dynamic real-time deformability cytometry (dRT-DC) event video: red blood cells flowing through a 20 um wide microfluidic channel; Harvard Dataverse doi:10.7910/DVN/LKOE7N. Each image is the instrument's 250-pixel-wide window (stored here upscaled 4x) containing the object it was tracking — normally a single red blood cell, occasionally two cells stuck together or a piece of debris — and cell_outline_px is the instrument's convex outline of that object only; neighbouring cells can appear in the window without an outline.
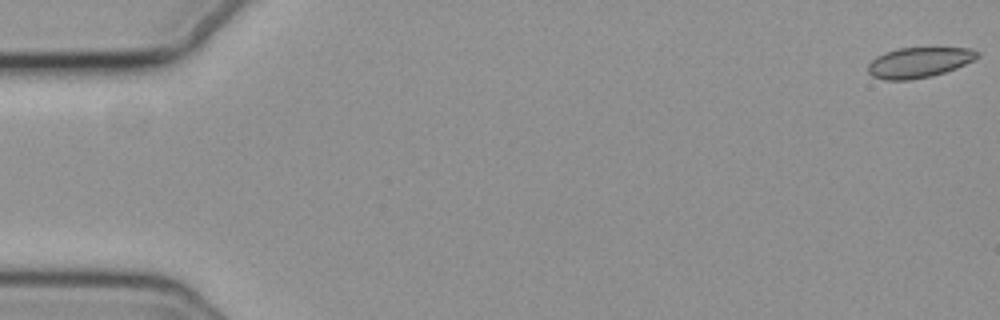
{"species": "common noctule bat (a hibernating species)", "species_latin": "Nyctalus noctula", "temperature_condition": "cold", "stored_images_in_passage": 16, "camera_frame_rate_fps": 3000, "um_per_image_px": 0.085, "animal": {"sex": "female", "body_mass_g": 19.3, "forearm_length_mm": 54.1}, "frame": {"image": 1, "passage_image": 1, "time_ms": 0.0, "image_size_px": [1000, 320], "cell_outline_px": [[980, 56], [956, 68], [932, 76], [912, 80], [884, 80], [872, 76], [868, 72], [868, 64], [876, 56], [884, 52], [900, 48], [968, 48], [980, 52]], "centroid_in_image_um": [78.08, 5.31], "position_along_channel_um": 6.9, "area_um2": 19.31}}
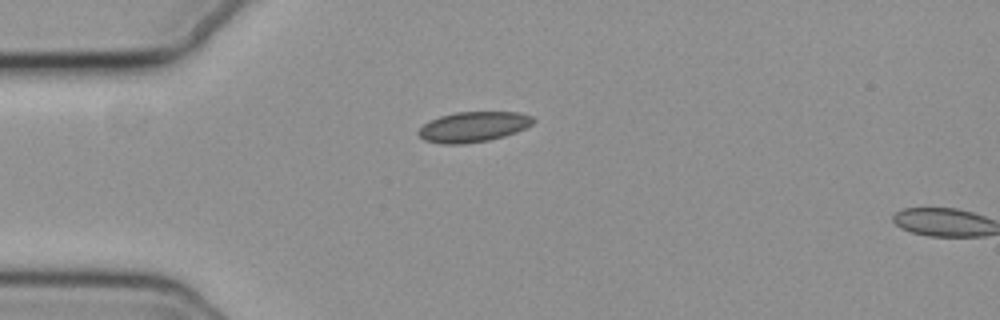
{"frame": {"image": 2, "passage_image": 15, "time_ms": 4.667, "image_size_px": [1000, 320], "cell_outline_px": [[536, 120], [532, 124], [516, 132], [504, 136], [488, 140], [464, 144], [440, 144], [424, 140], [416, 132], [424, 124], [440, 116], [456, 112], [520, 112], [532, 116]], "centroid_in_image_um": [40.23, 10.78], "position_along_channel_um": 44.8, "area_um2": 20.23}}